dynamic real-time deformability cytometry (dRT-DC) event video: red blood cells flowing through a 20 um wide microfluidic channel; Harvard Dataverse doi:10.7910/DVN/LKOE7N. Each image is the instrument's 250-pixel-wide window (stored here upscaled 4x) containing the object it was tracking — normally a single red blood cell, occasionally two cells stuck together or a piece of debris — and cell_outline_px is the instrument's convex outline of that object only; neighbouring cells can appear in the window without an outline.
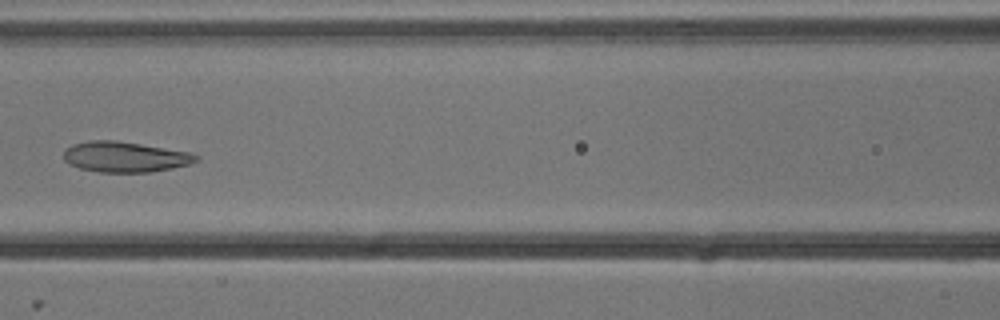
{"species": "common noctule bat (a hibernating species)", "species_latin": "Nyctalus noctula", "temperature_condition": "cold", "stored_images_in_passage": 8, "camera_frame_rate_fps": 3000, "um_per_image_px": 0.085, "animal": {"sex": "male", "body_mass_g": 13.3}, "frame": {"image": 1, "passage_image": 7, "time_ms": 2.0, "image_size_px": [1000, 320], "cell_outline_px": [[200, 160], [188, 164], [172, 168], [152, 172], [100, 172], [80, 168], [64, 160], [64, 148], [72, 144], [92, 140], [116, 140], [188, 152], [200, 156]], "centroid_in_image_um": [10.62, 13.33], "position_along_channel_um": 156.0, "area_um2": 23.41}}
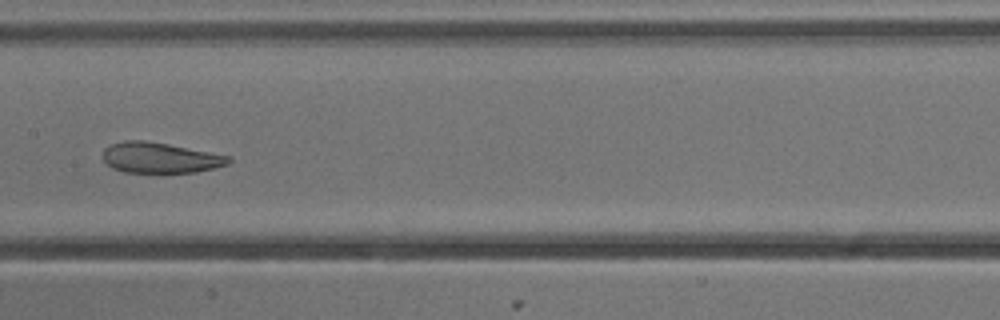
{"frame": {"image": 2, "passage_image": 8, "time_ms": 2.333, "image_size_px": [1000, 320], "cell_outline_px": [[232, 160], [228, 164], [196, 172], [164, 176], [124, 172], [112, 168], [104, 160], [104, 148], [112, 144], [124, 140], [144, 140], [168, 144], [232, 156]], "centroid_in_image_um": [13.63, 13.46], "position_along_channel_um": 193.8, "area_um2": 23.29}}